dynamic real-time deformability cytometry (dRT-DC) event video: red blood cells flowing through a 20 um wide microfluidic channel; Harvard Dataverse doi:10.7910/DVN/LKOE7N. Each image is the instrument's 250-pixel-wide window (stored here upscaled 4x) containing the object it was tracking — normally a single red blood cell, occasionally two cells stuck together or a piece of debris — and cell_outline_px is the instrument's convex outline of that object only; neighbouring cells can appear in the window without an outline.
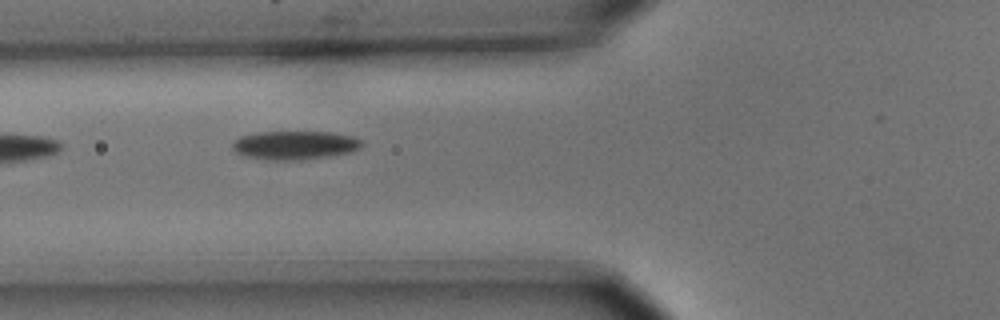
{"species": "common noctule bat (a hibernating species)", "species_latin": "Nyctalus noctula", "temperature_condition": "cold", "stored_images_in_passage": 5, "camera_frame_rate_fps": 3000, "um_per_image_px": 0.085, "animal": {"sex": "male", "body_mass_g": 15.6}, "frame": {"image": 1, "passage_image": 3, "time_ms": 0.667, "image_size_px": [1000, 320], "cell_outline_px": [[364, 144], [360, 148], [352, 152], [332, 156], [300, 160], [264, 160], [244, 156], [236, 152], [232, 148], [232, 140], [240, 136], [256, 132], [332, 132], [356, 136], [364, 140]], "centroid_in_image_um": [25.09, 12.34], "position_along_channel_um": 100.7, "area_um2": 22.2}}
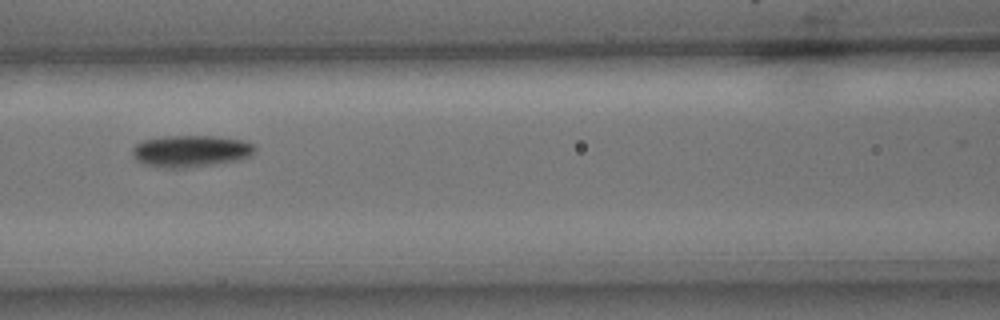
{"frame": {"image": 2, "passage_image": 4, "time_ms": 1.0, "image_size_px": [1000, 320], "cell_outline_px": [[256, 148], [252, 156], [236, 160], [212, 164], [184, 168], [164, 168], [144, 164], [136, 160], [132, 152], [132, 148], [136, 144], [144, 140], [168, 136], [212, 136], [244, 140], [252, 144]], "centroid_in_image_um": [16.21, 12.84], "position_along_channel_um": 150.4, "area_um2": 22.54}}
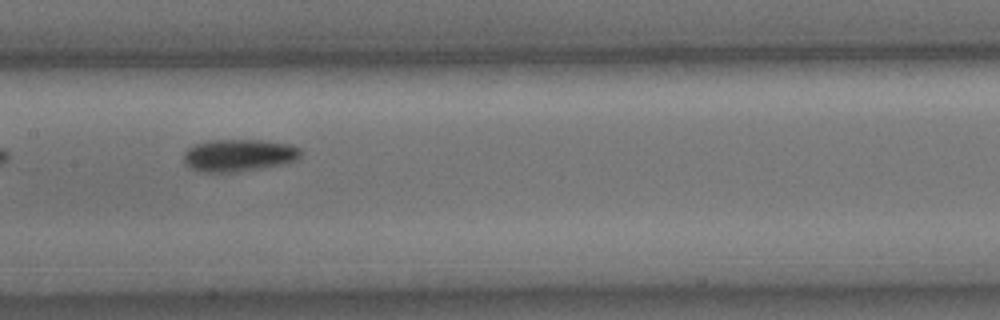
{"frame": {"image": 3, "passage_image": 5, "time_ms": 1.333, "image_size_px": [1000, 320], "cell_outline_px": [[304, 152], [296, 160], [284, 164], [264, 168], [236, 172], [200, 172], [184, 164], [184, 152], [188, 148], [196, 144], [208, 140], [264, 140], [292, 144], [300, 148]], "centroid_in_image_um": [20.34, 13.2], "position_along_channel_um": 187.1, "area_um2": 22.37}}